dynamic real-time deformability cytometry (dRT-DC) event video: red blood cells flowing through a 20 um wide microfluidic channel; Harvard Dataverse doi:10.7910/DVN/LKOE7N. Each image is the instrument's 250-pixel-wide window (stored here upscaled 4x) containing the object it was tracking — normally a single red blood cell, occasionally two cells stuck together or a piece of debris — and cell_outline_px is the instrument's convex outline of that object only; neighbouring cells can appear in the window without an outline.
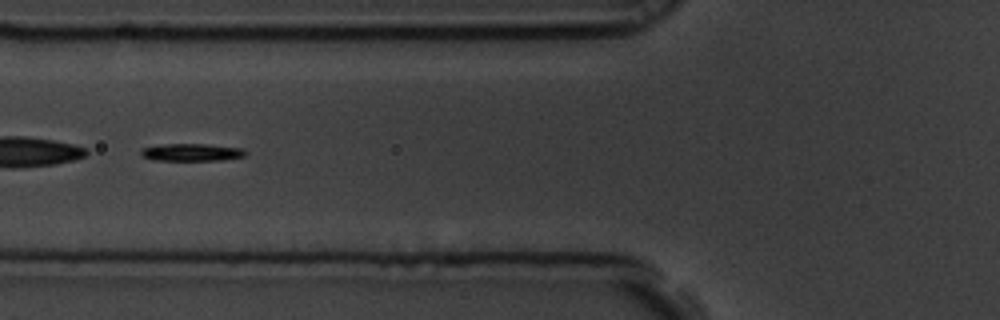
{"species": "common noctule bat (a hibernating species)", "species_latin": "Nyctalus noctula", "temperature_condition": "room temperature", "stored_images_in_passage": 51, "segment_of_instrument_passage": [2, 2], "camera_frame_rate_fps": 3000, "um_per_image_px": 0.085, "animal": {"sex": "male", "body_mass_g": 19.5, "forearm_length_mm": 54.6}, "frame": {"image": 1, "passage_image": 17, "time_ms": 5.333, "image_size_px": [1000, 320], "cell_outline_px": [[248, 152], [244, 156], [224, 160], [152, 160], [140, 156], [140, 148], [160, 144], [208, 144], [244, 148]], "centroid_in_image_um": [16.27, 12.94], "position_along_channel_um": 109.5, "area_um2": 10.87}}